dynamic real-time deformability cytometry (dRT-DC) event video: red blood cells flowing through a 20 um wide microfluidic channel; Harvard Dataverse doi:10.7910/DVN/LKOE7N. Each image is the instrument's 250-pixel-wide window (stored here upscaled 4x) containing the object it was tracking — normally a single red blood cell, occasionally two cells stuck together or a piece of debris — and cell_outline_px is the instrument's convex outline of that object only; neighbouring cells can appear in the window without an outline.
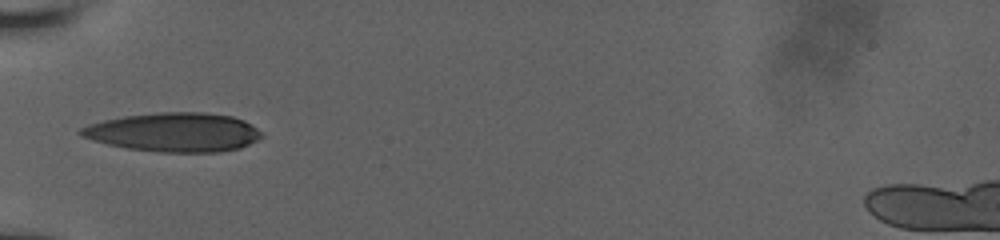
{"species": "human", "species_latin": "Homo sapiens", "temperature_condition": "room temperature", "stored_images_in_passage": 43, "camera_frame_rate_fps": 3000, "um_per_image_px": 0.085, "donor": {"sex": "male"}, "frame": {"image": 1, "passage_image": 1, "time_ms": 0.0, "image_size_px": [1000, 240], "cell_outline_px": [[264, 136], [240, 148], [220, 152], [160, 152], [128, 148], [108, 144], [92, 140], [80, 136], [76, 132], [80, 128], [88, 124], [104, 120], [124, 116], [160, 112], [204, 112], [232, 116], [244, 120], [264, 132]], "centroid_in_image_um": [14.8, 11.23], "position_along_channel_um": 70.2, "area_um2": 41.27}}
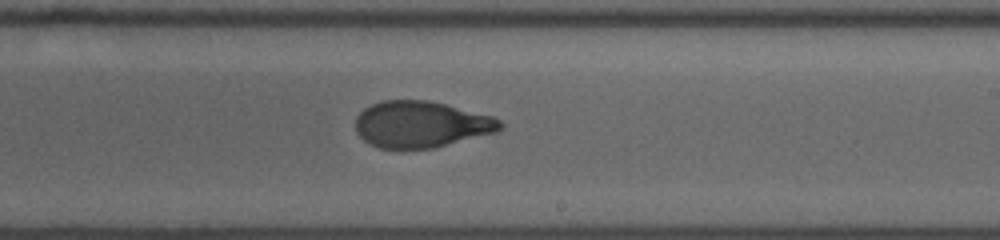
{"frame": {"image": 2, "passage_image": 18, "time_ms": 4.667, "image_size_px": [1000, 240], "cell_outline_px": [[504, 128], [496, 132], [432, 148], [380, 148], [364, 140], [356, 132], [356, 116], [364, 108], [380, 100], [428, 100], [492, 116], [500, 120], [504, 124]], "centroid_in_image_um": [35.79, 10.56], "position_along_channel_um": 253.2, "area_um2": 38.9}}
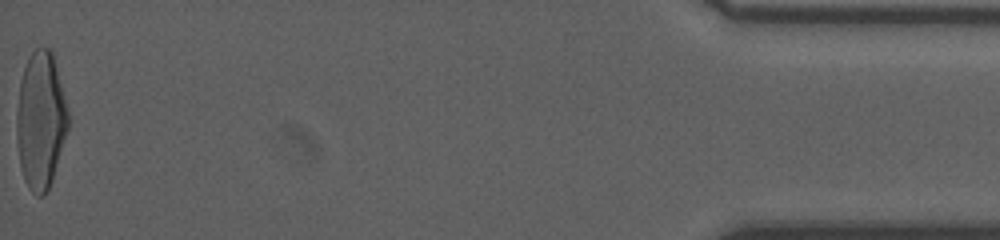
{"frame": {"image": 3, "passage_image": 42, "time_ms": 11.333, "image_size_px": [1000, 240], "cell_outline_px": [[68, 128], [52, 180], [48, 192], [44, 196], [36, 196], [28, 188], [24, 180], [20, 164], [16, 136], [16, 112], [20, 80], [24, 68], [32, 52], [36, 48], [48, 48], [52, 52], [68, 112]], "centroid_in_image_um": [3.44, 10.28], "position_along_channel_um": 431.8, "area_um2": 40.92}}